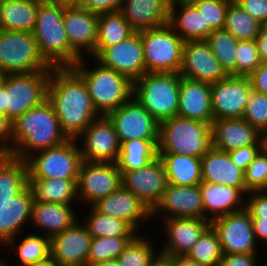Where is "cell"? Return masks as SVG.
<instances>
[{"label": "cell", "instance_id": "7bdbcfd3", "mask_svg": "<svg viewBox=\"0 0 267 266\" xmlns=\"http://www.w3.org/2000/svg\"><path fill=\"white\" fill-rule=\"evenodd\" d=\"M134 237H96L92 238L87 266L105 260L116 259L124 250L126 245Z\"/></svg>", "mask_w": 267, "mask_h": 266}, {"label": "cell", "instance_id": "bcb514c9", "mask_svg": "<svg viewBox=\"0 0 267 266\" xmlns=\"http://www.w3.org/2000/svg\"><path fill=\"white\" fill-rule=\"evenodd\" d=\"M236 56V76H249L262 63L256 40L238 41Z\"/></svg>", "mask_w": 267, "mask_h": 266}, {"label": "cell", "instance_id": "b9f144b4", "mask_svg": "<svg viewBox=\"0 0 267 266\" xmlns=\"http://www.w3.org/2000/svg\"><path fill=\"white\" fill-rule=\"evenodd\" d=\"M222 255L219 237L211 225L186 254L203 266H220Z\"/></svg>", "mask_w": 267, "mask_h": 266}, {"label": "cell", "instance_id": "9c48e42d", "mask_svg": "<svg viewBox=\"0 0 267 266\" xmlns=\"http://www.w3.org/2000/svg\"><path fill=\"white\" fill-rule=\"evenodd\" d=\"M52 68L41 55L31 32L0 30V70L4 75Z\"/></svg>", "mask_w": 267, "mask_h": 266}, {"label": "cell", "instance_id": "83f0119b", "mask_svg": "<svg viewBox=\"0 0 267 266\" xmlns=\"http://www.w3.org/2000/svg\"><path fill=\"white\" fill-rule=\"evenodd\" d=\"M199 186L204 219L211 222L218 217L245 209L246 199L243 196L246 195L241 190L206 181H202Z\"/></svg>", "mask_w": 267, "mask_h": 266}, {"label": "cell", "instance_id": "7c38bea8", "mask_svg": "<svg viewBox=\"0 0 267 266\" xmlns=\"http://www.w3.org/2000/svg\"><path fill=\"white\" fill-rule=\"evenodd\" d=\"M122 186V173L116 163L82 161L77 180L78 200L93 206Z\"/></svg>", "mask_w": 267, "mask_h": 266}, {"label": "cell", "instance_id": "d6986e66", "mask_svg": "<svg viewBox=\"0 0 267 266\" xmlns=\"http://www.w3.org/2000/svg\"><path fill=\"white\" fill-rule=\"evenodd\" d=\"M121 173L122 186L153 210L168 185L167 175L159 157L145 167Z\"/></svg>", "mask_w": 267, "mask_h": 266}, {"label": "cell", "instance_id": "7dc6e473", "mask_svg": "<svg viewBox=\"0 0 267 266\" xmlns=\"http://www.w3.org/2000/svg\"><path fill=\"white\" fill-rule=\"evenodd\" d=\"M246 190L262 191L267 184V152L262 149L244 170Z\"/></svg>", "mask_w": 267, "mask_h": 266}, {"label": "cell", "instance_id": "e0dca14e", "mask_svg": "<svg viewBox=\"0 0 267 266\" xmlns=\"http://www.w3.org/2000/svg\"><path fill=\"white\" fill-rule=\"evenodd\" d=\"M214 120L241 118L252 93L248 76H227L210 84Z\"/></svg>", "mask_w": 267, "mask_h": 266}, {"label": "cell", "instance_id": "680465c9", "mask_svg": "<svg viewBox=\"0 0 267 266\" xmlns=\"http://www.w3.org/2000/svg\"><path fill=\"white\" fill-rule=\"evenodd\" d=\"M256 43L260 60L263 63L267 59V29L263 28L260 31V34L256 37Z\"/></svg>", "mask_w": 267, "mask_h": 266}, {"label": "cell", "instance_id": "c3c4849f", "mask_svg": "<svg viewBox=\"0 0 267 266\" xmlns=\"http://www.w3.org/2000/svg\"><path fill=\"white\" fill-rule=\"evenodd\" d=\"M247 196L245 209L251 218H267V194L263 191H251Z\"/></svg>", "mask_w": 267, "mask_h": 266}, {"label": "cell", "instance_id": "f6af8a7d", "mask_svg": "<svg viewBox=\"0 0 267 266\" xmlns=\"http://www.w3.org/2000/svg\"><path fill=\"white\" fill-rule=\"evenodd\" d=\"M241 119H245L261 134L267 131V96L252 91Z\"/></svg>", "mask_w": 267, "mask_h": 266}, {"label": "cell", "instance_id": "ba28073f", "mask_svg": "<svg viewBox=\"0 0 267 266\" xmlns=\"http://www.w3.org/2000/svg\"><path fill=\"white\" fill-rule=\"evenodd\" d=\"M180 79L179 73L146 72L133 82V96L161 123L178 115Z\"/></svg>", "mask_w": 267, "mask_h": 266}, {"label": "cell", "instance_id": "8d00e7d4", "mask_svg": "<svg viewBox=\"0 0 267 266\" xmlns=\"http://www.w3.org/2000/svg\"><path fill=\"white\" fill-rule=\"evenodd\" d=\"M83 225L92 238L96 237H135L138 232L126 221L104 215L90 206Z\"/></svg>", "mask_w": 267, "mask_h": 266}, {"label": "cell", "instance_id": "91938a15", "mask_svg": "<svg viewBox=\"0 0 267 266\" xmlns=\"http://www.w3.org/2000/svg\"><path fill=\"white\" fill-rule=\"evenodd\" d=\"M51 3H55L64 7L80 6L82 0H46Z\"/></svg>", "mask_w": 267, "mask_h": 266}, {"label": "cell", "instance_id": "a7ac6f4b", "mask_svg": "<svg viewBox=\"0 0 267 266\" xmlns=\"http://www.w3.org/2000/svg\"><path fill=\"white\" fill-rule=\"evenodd\" d=\"M231 3H234V4H237L239 5L242 1H245V0H229Z\"/></svg>", "mask_w": 267, "mask_h": 266}, {"label": "cell", "instance_id": "1f68e13d", "mask_svg": "<svg viewBox=\"0 0 267 266\" xmlns=\"http://www.w3.org/2000/svg\"><path fill=\"white\" fill-rule=\"evenodd\" d=\"M42 0L0 1V30L33 32Z\"/></svg>", "mask_w": 267, "mask_h": 266}, {"label": "cell", "instance_id": "ab89813d", "mask_svg": "<svg viewBox=\"0 0 267 266\" xmlns=\"http://www.w3.org/2000/svg\"><path fill=\"white\" fill-rule=\"evenodd\" d=\"M211 52L219 61L224 72L236 76V51L238 40L225 29L213 30L205 39Z\"/></svg>", "mask_w": 267, "mask_h": 266}, {"label": "cell", "instance_id": "89a4df30", "mask_svg": "<svg viewBox=\"0 0 267 266\" xmlns=\"http://www.w3.org/2000/svg\"><path fill=\"white\" fill-rule=\"evenodd\" d=\"M262 191H263L265 194H267V184H266V186L262 189Z\"/></svg>", "mask_w": 267, "mask_h": 266}, {"label": "cell", "instance_id": "30bf717a", "mask_svg": "<svg viewBox=\"0 0 267 266\" xmlns=\"http://www.w3.org/2000/svg\"><path fill=\"white\" fill-rule=\"evenodd\" d=\"M146 72L179 73L184 40L167 23L141 30Z\"/></svg>", "mask_w": 267, "mask_h": 266}, {"label": "cell", "instance_id": "836d02e7", "mask_svg": "<svg viewBox=\"0 0 267 266\" xmlns=\"http://www.w3.org/2000/svg\"><path fill=\"white\" fill-rule=\"evenodd\" d=\"M78 179H28L34 201L73 205L78 200Z\"/></svg>", "mask_w": 267, "mask_h": 266}, {"label": "cell", "instance_id": "4316f807", "mask_svg": "<svg viewBox=\"0 0 267 266\" xmlns=\"http://www.w3.org/2000/svg\"><path fill=\"white\" fill-rule=\"evenodd\" d=\"M202 181L235 187L245 195L244 171L230 158L228 152L212 147L201 158Z\"/></svg>", "mask_w": 267, "mask_h": 266}, {"label": "cell", "instance_id": "ee69618b", "mask_svg": "<svg viewBox=\"0 0 267 266\" xmlns=\"http://www.w3.org/2000/svg\"><path fill=\"white\" fill-rule=\"evenodd\" d=\"M204 19V27L212 30L224 29L229 0H192Z\"/></svg>", "mask_w": 267, "mask_h": 266}, {"label": "cell", "instance_id": "9f6ffc18", "mask_svg": "<svg viewBox=\"0 0 267 266\" xmlns=\"http://www.w3.org/2000/svg\"><path fill=\"white\" fill-rule=\"evenodd\" d=\"M160 259L166 266H203L186 255L161 256Z\"/></svg>", "mask_w": 267, "mask_h": 266}, {"label": "cell", "instance_id": "be15d7a7", "mask_svg": "<svg viewBox=\"0 0 267 266\" xmlns=\"http://www.w3.org/2000/svg\"><path fill=\"white\" fill-rule=\"evenodd\" d=\"M192 0H166L167 4L169 6H172L174 4H178V3H188L191 2Z\"/></svg>", "mask_w": 267, "mask_h": 266}, {"label": "cell", "instance_id": "94428289", "mask_svg": "<svg viewBox=\"0 0 267 266\" xmlns=\"http://www.w3.org/2000/svg\"><path fill=\"white\" fill-rule=\"evenodd\" d=\"M90 266H120L116 259L105 260L96 264H91Z\"/></svg>", "mask_w": 267, "mask_h": 266}, {"label": "cell", "instance_id": "7a4b0ae2", "mask_svg": "<svg viewBox=\"0 0 267 266\" xmlns=\"http://www.w3.org/2000/svg\"><path fill=\"white\" fill-rule=\"evenodd\" d=\"M33 202L26 161L1 153L0 248L23 233L26 222H31Z\"/></svg>", "mask_w": 267, "mask_h": 266}, {"label": "cell", "instance_id": "f35d334b", "mask_svg": "<svg viewBox=\"0 0 267 266\" xmlns=\"http://www.w3.org/2000/svg\"><path fill=\"white\" fill-rule=\"evenodd\" d=\"M263 28L264 25L247 13L240 5L229 3L224 29L238 41L256 40Z\"/></svg>", "mask_w": 267, "mask_h": 266}, {"label": "cell", "instance_id": "f1b7e54d", "mask_svg": "<svg viewBox=\"0 0 267 266\" xmlns=\"http://www.w3.org/2000/svg\"><path fill=\"white\" fill-rule=\"evenodd\" d=\"M166 0H125L119 11L135 31L163 26L169 21Z\"/></svg>", "mask_w": 267, "mask_h": 266}, {"label": "cell", "instance_id": "f546056e", "mask_svg": "<svg viewBox=\"0 0 267 266\" xmlns=\"http://www.w3.org/2000/svg\"><path fill=\"white\" fill-rule=\"evenodd\" d=\"M72 205L33 202L31 222L36 230L51 238L72 227L79 219ZM77 216V217H76ZM38 228V229H37Z\"/></svg>", "mask_w": 267, "mask_h": 266}, {"label": "cell", "instance_id": "603a6c76", "mask_svg": "<svg viewBox=\"0 0 267 266\" xmlns=\"http://www.w3.org/2000/svg\"><path fill=\"white\" fill-rule=\"evenodd\" d=\"M166 243L160 256L186 255L211 222L204 218L173 217L163 220Z\"/></svg>", "mask_w": 267, "mask_h": 266}, {"label": "cell", "instance_id": "484cf974", "mask_svg": "<svg viewBox=\"0 0 267 266\" xmlns=\"http://www.w3.org/2000/svg\"><path fill=\"white\" fill-rule=\"evenodd\" d=\"M178 116L212 124L214 115L209 83L194 81L181 76Z\"/></svg>", "mask_w": 267, "mask_h": 266}, {"label": "cell", "instance_id": "6125c7cd", "mask_svg": "<svg viewBox=\"0 0 267 266\" xmlns=\"http://www.w3.org/2000/svg\"><path fill=\"white\" fill-rule=\"evenodd\" d=\"M28 266H60V265L50 257L48 260L44 262L35 263Z\"/></svg>", "mask_w": 267, "mask_h": 266}, {"label": "cell", "instance_id": "5b68a950", "mask_svg": "<svg viewBox=\"0 0 267 266\" xmlns=\"http://www.w3.org/2000/svg\"><path fill=\"white\" fill-rule=\"evenodd\" d=\"M85 61V57L79 59L72 68L85 81L93 105L100 115L118 109L133 96V82L127 76L97 60L94 64L98 65L94 68H90Z\"/></svg>", "mask_w": 267, "mask_h": 266}, {"label": "cell", "instance_id": "6da1fadb", "mask_svg": "<svg viewBox=\"0 0 267 266\" xmlns=\"http://www.w3.org/2000/svg\"><path fill=\"white\" fill-rule=\"evenodd\" d=\"M47 99L69 139H77L100 116L85 81L72 67L51 69Z\"/></svg>", "mask_w": 267, "mask_h": 266}, {"label": "cell", "instance_id": "7402d4cb", "mask_svg": "<svg viewBox=\"0 0 267 266\" xmlns=\"http://www.w3.org/2000/svg\"><path fill=\"white\" fill-rule=\"evenodd\" d=\"M159 212L163 213V220L173 217L204 218L200 186L168 184L160 202L152 210V218L159 216Z\"/></svg>", "mask_w": 267, "mask_h": 266}, {"label": "cell", "instance_id": "4fadbf2b", "mask_svg": "<svg viewBox=\"0 0 267 266\" xmlns=\"http://www.w3.org/2000/svg\"><path fill=\"white\" fill-rule=\"evenodd\" d=\"M119 141L158 140L160 123L132 96L124 105L107 114Z\"/></svg>", "mask_w": 267, "mask_h": 266}, {"label": "cell", "instance_id": "60d3db41", "mask_svg": "<svg viewBox=\"0 0 267 266\" xmlns=\"http://www.w3.org/2000/svg\"><path fill=\"white\" fill-rule=\"evenodd\" d=\"M143 235L144 233L142 235L138 233L116 258L120 266H153L160 260L157 247Z\"/></svg>", "mask_w": 267, "mask_h": 266}, {"label": "cell", "instance_id": "3957f363", "mask_svg": "<svg viewBox=\"0 0 267 266\" xmlns=\"http://www.w3.org/2000/svg\"><path fill=\"white\" fill-rule=\"evenodd\" d=\"M68 139L52 104L46 99L12 122L10 155L26 160L32 154L59 146Z\"/></svg>", "mask_w": 267, "mask_h": 266}, {"label": "cell", "instance_id": "2644e50d", "mask_svg": "<svg viewBox=\"0 0 267 266\" xmlns=\"http://www.w3.org/2000/svg\"><path fill=\"white\" fill-rule=\"evenodd\" d=\"M3 73L1 72V70H0V82H1V80H2V77H3Z\"/></svg>", "mask_w": 267, "mask_h": 266}, {"label": "cell", "instance_id": "74e56055", "mask_svg": "<svg viewBox=\"0 0 267 266\" xmlns=\"http://www.w3.org/2000/svg\"><path fill=\"white\" fill-rule=\"evenodd\" d=\"M23 239L20 240L21 242H17V237L9 240L5 246H9L8 249L11 247H15L16 257L20 260L19 265L21 266H28L35 263H40L48 260L50 255V238L45 235H40V233H29L26 237H22ZM19 243V244H18ZM13 245V246H12Z\"/></svg>", "mask_w": 267, "mask_h": 266}, {"label": "cell", "instance_id": "f907efd6", "mask_svg": "<svg viewBox=\"0 0 267 266\" xmlns=\"http://www.w3.org/2000/svg\"><path fill=\"white\" fill-rule=\"evenodd\" d=\"M125 0H82L80 7L90 12L114 13L122 9Z\"/></svg>", "mask_w": 267, "mask_h": 266}, {"label": "cell", "instance_id": "db71d44e", "mask_svg": "<svg viewBox=\"0 0 267 266\" xmlns=\"http://www.w3.org/2000/svg\"><path fill=\"white\" fill-rule=\"evenodd\" d=\"M248 78L253 91L267 96V65L261 63Z\"/></svg>", "mask_w": 267, "mask_h": 266}, {"label": "cell", "instance_id": "e7e4bbea", "mask_svg": "<svg viewBox=\"0 0 267 266\" xmlns=\"http://www.w3.org/2000/svg\"><path fill=\"white\" fill-rule=\"evenodd\" d=\"M263 149L267 152V131L262 134Z\"/></svg>", "mask_w": 267, "mask_h": 266}, {"label": "cell", "instance_id": "ac0fdd59", "mask_svg": "<svg viewBox=\"0 0 267 266\" xmlns=\"http://www.w3.org/2000/svg\"><path fill=\"white\" fill-rule=\"evenodd\" d=\"M179 74L182 77L209 84L219 82L228 76L211 52L206 40L184 42Z\"/></svg>", "mask_w": 267, "mask_h": 266}, {"label": "cell", "instance_id": "277c9868", "mask_svg": "<svg viewBox=\"0 0 267 266\" xmlns=\"http://www.w3.org/2000/svg\"><path fill=\"white\" fill-rule=\"evenodd\" d=\"M64 10V6L42 0L32 32L41 55L52 67H72L81 59L68 42Z\"/></svg>", "mask_w": 267, "mask_h": 266}, {"label": "cell", "instance_id": "03108f58", "mask_svg": "<svg viewBox=\"0 0 267 266\" xmlns=\"http://www.w3.org/2000/svg\"><path fill=\"white\" fill-rule=\"evenodd\" d=\"M153 266H166L165 263L160 259L157 263H155Z\"/></svg>", "mask_w": 267, "mask_h": 266}, {"label": "cell", "instance_id": "9a60e30c", "mask_svg": "<svg viewBox=\"0 0 267 266\" xmlns=\"http://www.w3.org/2000/svg\"><path fill=\"white\" fill-rule=\"evenodd\" d=\"M76 140L82 141L79 145L83 161L117 162L121 143L107 115L95 118Z\"/></svg>", "mask_w": 267, "mask_h": 266}, {"label": "cell", "instance_id": "44dd1931", "mask_svg": "<svg viewBox=\"0 0 267 266\" xmlns=\"http://www.w3.org/2000/svg\"><path fill=\"white\" fill-rule=\"evenodd\" d=\"M98 16L80 6L65 7L64 28L71 48L81 57L82 52L94 59L98 38Z\"/></svg>", "mask_w": 267, "mask_h": 266}, {"label": "cell", "instance_id": "d4e9b609", "mask_svg": "<svg viewBox=\"0 0 267 266\" xmlns=\"http://www.w3.org/2000/svg\"><path fill=\"white\" fill-rule=\"evenodd\" d=\"M211 130L212 146L224 152L248 145H263L262 134L245 119L213 120Z\"/></svg>", "mask_w": 267, "mask_h": 266}, {"label": "cell", "instance_id": "e575fe53", "mask_svg": "<svg viewBox=\"0 0 267 266\" xmlns=\"http://www.w3.org/2000/svg\"><path fill=\"white\" fill-rule=\"evenodd\" d=\"M158 157V140H128L121 142L116 164L120 172L145 167Z\"/></svg>", "mask_w": 267, "mask_h": 266}, {"label": "cell", "instance_id": "816d5d0a", "mask_svg": "<svg viewBox=\"0 0 267 266\" xmlns=\"http://www.w3.org/2000/svg\"><path fill=\"white\" fill-rule=\"evenodd\" d=\"M239 5L261 24L267 23V0H245Z\"/></svg>", "mask_w": 267, "mask_h": 266}, {"label": "cell", "instance_id": "2e32d148", "mask_svg": "<svg viewBox=\"0 0 267 266\" xmlns=\"http://www.w3.org/2000/svg\"><path fill=\"white\" fill-rule=\"evenodd\" d=\"M95 60L135 82L146 73L141 31H135L126 40L104 48Z\"/></svg>", "mask_w": 267, "mask_h": 266}, {"label": "cell", "instance_id": "003e7915", "mask_svg": "<svg viewBox=\"0 0 267 266\" xmlns=\"http://www.w3.org/2000/svg\"><path fill=\"white\" fill-rule=\"evenodd\" d=\"M6 260H0V266H11V264L9 265V263L8 262H5ZM8 263V264H7Z\"/></svg>", "mask_w": 267, "mask_h": 266}, {"label": "cell", "instance_id": "ffe728a7", "mask_svg": "<svg viewBox=\"0 0 267 266\" xmlns=\"http://www.w3.org/2000/svg\"><path fill=\"white\" fill-rule=\"evenodd\" d=\"M79 221L50 238L51 258L60 266H87L92 236Z\"/></svg>", "mask_w": 267, "mask_h": 266}, {"label": "cell", "instance_id": "cb8c5ba5", "mask_svg": "<svg viewBox=\"0 0 267 266\" xmlns=\"http://www.w3.org/2000/svg\"><path fill=\"white\" fill-rule=\"evenodd\" d=\"M93 207L104 215H110L126 221L138 233L140 232L142 221L145 222L152 218V210L123 186L100 199Z\"/></svg>", "mask_w": 267, "mask_h": 266}, {"label": "cell", "instance_id": "52a82bcc", "mask_svg": "<svg viewBox=\"0 0 267 266\" xmlns=\"http://www.w3.org/2000/svg\"><path fill=\"white\" fill-rule=\"evenodd\" d=\"M212 147L209 123L176 115L159 125L158 153L202 158Z\"/></svg>", "mask_w": 267, "mask_h": 266}, {"label": "cell", "instance_id": "8992f818", "mask_svg": "<svg viewBox=\"0 0 267 266\" xmlns=\"http://www.w3.org/2000/svg\"><path fill=\"white\" fill-rule=\"evenodd\" d=\"M51 70L3 75L0 82V114L11 122L47 99Z\"/></svg>", "mask_w": 267, "mask_h": 266}, {"label": "cell", "instance_id": "d6a6232c", "mask_svg": "<svg viewBox=\"0 0 267 266\" xmlns=\"http://www.w3.org/2000/svg\"><path fill=\"white\" fill-rule=\"evenodd\" d=\"M168 184L197 186L202 182L201 158L172 153H158Z\"/></svg>", "mask_w": 267, "mask_h": 266}, {"label": "cell", "instance_id": "f5cc1de1", "mask_svg": "<svg viewBox=\"0 0 267 266\" xmlns=\"http://www.w3.org/2000/svg\"><path fill=\"white\" fill-rule=\"evenodd\" d=\"M256 255L259 256L246 253L223 254L220 266H259Z\"/></svg>", "mask_w": 267, "mask_h": 266}, {"label": "cell", "instance_id": "d590c367", "mask_svg": "<svg viewBox=\"0 0 267 266\" xmlns=\"http://www.w3.org/2000/svg\"><path fill=\"white\" fill-rule=\"evenodd\" d=\"M135 30L118 11L102 13L98 16V38L94 50V58L106 47L126 40Z\"/></svg>", "mask_w": 267, "mask_h": 266}, {"label": "cell", "instance_id": "6f0895ef", "mask_svg": "<svg viewBox=\"0 0 267 266\" xmlns=\"http://www.w3.org/2000/svg\"><path fill=\"white\" fill-rule=\"evenodd\" d=\"M255 238L258 241L267 242V218H251Z\"/></svg>", "mask_w": 267, "mask_h": 266}, {"label": "cell", "instance_id": "5bb4252c", "mask_svg": "<svg viewBox=\"0 0 267 266\" xmlns=\"http://www.w3.org/2000/svg\"><path fill=\"white\" fill-rule=\"evenodd\" d=\"M223 254H258L251 215L246 209L229 213L211 221Z\"/></svg>", "mask_w": 267, "mask_h": 266}, {"label": "cell", "instance_id": "4dcf8cb0", "mask_svg": "<svg viewBox=\"0 0 267 266\" xmlns=\"http://www.w3.org/2000/svg\"><path fill=\"white\" fill-rule=\"evenodd\" d=\"M168 23L184 41L205 40L213 31L204 27L202 15L191 2L170 6Z\"/></svg>", "mask_w": 267, "mask_h": 266}, {"label": "cell", "instance_id": "8fae6325", "mask_svg": "<svg viewBox=\"0 0 267 266\" xmlns=\"http://www.w3.org/2000/svg\"><path fill=\"white\" fill-rule=\"evenodd\" d=\"M68 139L59 146L38 151L25 161L28 179H78L82 163L80 145Z\"/></svg>", "mask_w": 267, "mask_h": 266}, {"label": "cell", "instance_id": "11a10c76", "mask_svg": "<svg viewBox=\"0 0 267 266\" xmlns=\"http://www.w3.org/2000/svg\"><path fill=\"white\" fill-rule=\"evenodd\" d=\"M11 139L12 122L5 115L0 114V153L11 154Z\"/></svg>", "mask_w": 267, "mask_h": 266}, {"label": "cell", "instance_id": "681fc988", "mask_svg": "<svg viewBox=\"0 0 267 266\" xmlns=\"http://www.w3.org/2000/svg\"><path fill=\"white\" fill-rule=\"evenodd\" d=\"M262 149L263 145H248L228 153L231 160L244 171Z\"/></svg>", "mask_w": 267, "mask_h": 266}]
</instances>
